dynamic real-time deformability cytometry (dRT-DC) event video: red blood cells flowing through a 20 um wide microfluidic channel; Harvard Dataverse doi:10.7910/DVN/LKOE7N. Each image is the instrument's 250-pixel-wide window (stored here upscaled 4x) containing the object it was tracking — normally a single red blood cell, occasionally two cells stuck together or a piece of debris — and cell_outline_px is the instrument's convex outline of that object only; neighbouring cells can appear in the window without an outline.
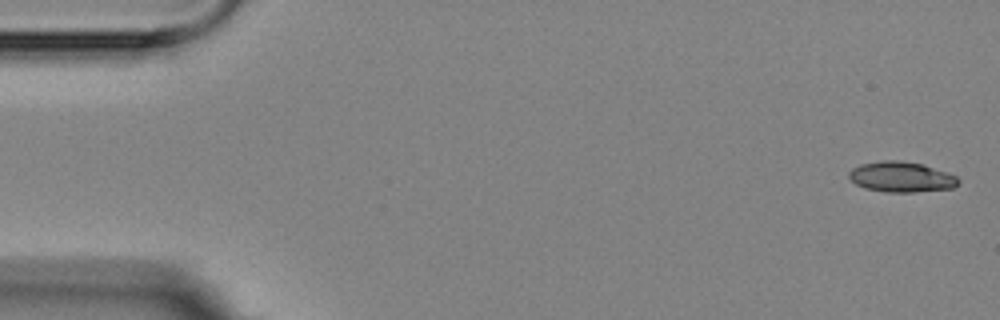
{"species": "Egyptian fruit bat (a non-hibernating species)", "species_latin": "Rousettus aegyptiacus", "temperature_condition": "room temperature", "stored_images_in_passage": 7, "camera_frame_rate_fps": 3000, "um_per_image_px": 0.085, "animal": {"sex": "female"}, "frame": {"image": 1, "passage_image": 1, "time_ms": 0.0, "image_size_px": [1000, 320], "cell_outline_px": [[960, 180], [952, 188], [912, 192], [884, 192], [864, 188], [856, 184], [848, 176], [848, 172], [852, 168], [860, 164], [884, 160], [900, 160], [924, 164], [948, 172], [956, 176]], "centroid_in_image_um": [76.59, 15.03], "position_along_channel_um": 8.4, "area_um2": 19.48}}
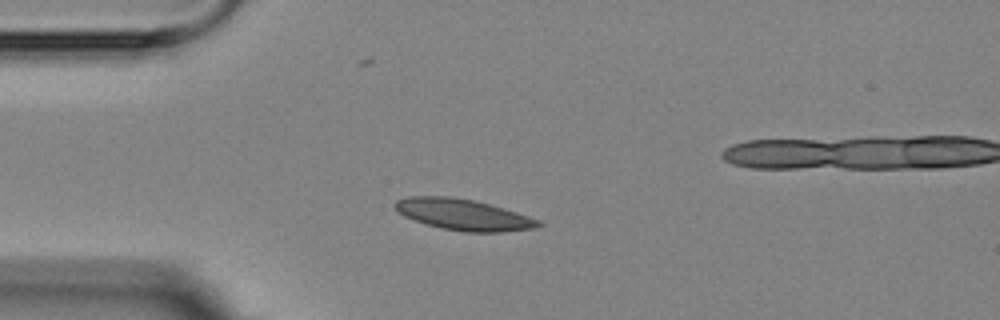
{"frame": {"image": 2, "passage_image": 5, "time_ms": 6.333, "image_size_px": [1000, 320], "cell_outline_px": [[544, 224], [536, 228], [500, 232], [464, 232], [440, 228], [404, 216], [396, 212], [392, 204], [396, 200], [408, 196], [448, 196], [476, 200], [504, 208], [540, 220]], "centroid_in_image_um": [39.36, 18.23], "position_along_channel_um": 45.6, "area_um2": 26.18}}